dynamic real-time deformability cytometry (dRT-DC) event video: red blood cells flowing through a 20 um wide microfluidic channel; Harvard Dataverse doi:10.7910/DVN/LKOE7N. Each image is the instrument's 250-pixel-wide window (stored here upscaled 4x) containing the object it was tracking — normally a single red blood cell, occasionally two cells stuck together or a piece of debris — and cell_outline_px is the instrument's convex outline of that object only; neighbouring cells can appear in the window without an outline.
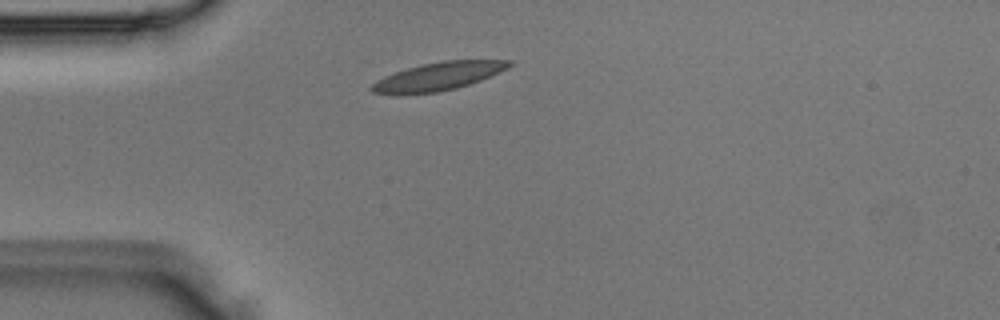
{"species": "Egyptian fruit bat (a non-hibernating species)", "species_latin": "Rousettus aegyptiacus", "temperature_condition": "room temperature", "stored_images_in_passage": 2, "camera_frame_rate_fps": 3000, "um_per_image_px": 0.085, "animal": {"sex": "male"}, "frame": {"image": 1, "passage_image": 2, "time_ms": 0.333, "image_size_px": [1000, 320], "cell_outline_px": [[512, 64], [508, 68], [500, 72], [480, 80], [456, 88], [436, 92], [396, 96], [372, 92], [368, 88], [376, 80], [384, 76], [408, 68], [424, 64], [444, 60], [512, 60]], "centroid_in_image_um": [37.19, 6.51], "position_along_channel_um": 47.8, "area_um2": 22.66}}